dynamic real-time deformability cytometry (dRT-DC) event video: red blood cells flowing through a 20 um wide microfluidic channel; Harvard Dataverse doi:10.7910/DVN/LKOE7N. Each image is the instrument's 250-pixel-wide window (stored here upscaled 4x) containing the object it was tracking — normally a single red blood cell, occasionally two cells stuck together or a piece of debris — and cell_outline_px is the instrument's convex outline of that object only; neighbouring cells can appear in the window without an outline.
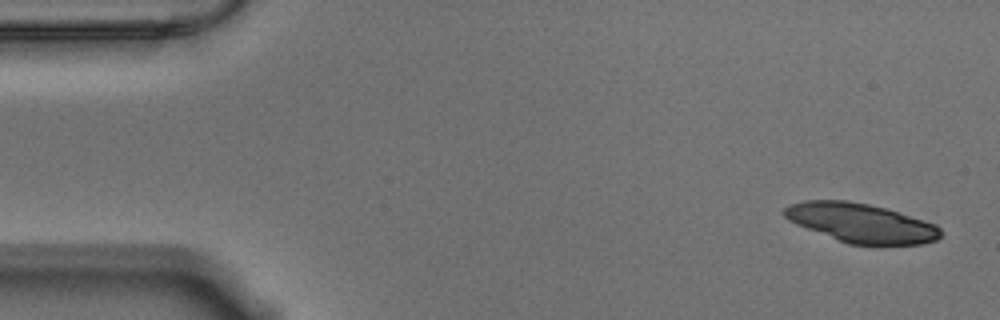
{"species": "Egyptian fruit bat (a non-hibernating species)", "species_latin": "Rousettus aegyptiacus", "temperature_condition": "warm", "stored_images_in_passage": 18, "camera_frame_rate_fps": 3000, "um_per_image_px": 0.085, "animal": {"sex": "male"}, "frame": {"image": 1, "passage_image": 1, "time_ms": 0.0, "image_size_px": [1000, 320], "cell_outline_px": [[944, 232], [936, 240], [920, 244], [880, 248], [876, 248], [848, 244], [796, 224], [788, 220], [784, 216], [784, 208], [788, 204], [804, 200], [848, 200], [868, 204], [884, 208], [936, 224]], "centroid_in_image_um": [73.22, 19.0], "position_along_channel_um": 11.8, "area_um2": 36.47}}